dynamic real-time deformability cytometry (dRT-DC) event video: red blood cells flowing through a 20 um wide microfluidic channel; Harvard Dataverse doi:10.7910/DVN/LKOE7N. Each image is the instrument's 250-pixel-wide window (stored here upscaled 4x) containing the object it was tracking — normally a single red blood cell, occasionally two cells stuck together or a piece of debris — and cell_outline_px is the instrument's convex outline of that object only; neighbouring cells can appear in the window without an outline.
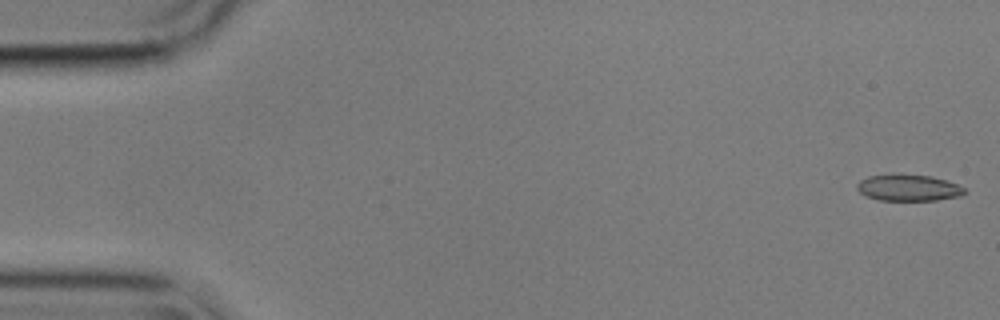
{"species": "common noctule bat (a hibernating species)", "species_latin": "Nyctalus noctula", "temperature_condition": "cold", "stored_images_in_passage": 56, "camera_frame_rate_fps": 3000, "um_per_image_px": 0.085, "animal": {"sex": "male", "body_mass_g": 17.9}, "frame": {"image": 1, "passage_image": 1, "time_ms": 0.0, "image_size_px": [1000, 320], "cell_outline_px": [[964, 192], [960, 196], [936, 200], [880, 200], [864, 196], [856, 188], [856, 184], [860, 180], [868, 176], [892, 172], [932, 176], [956, 184], [964, 188]], "centroid_in_image_um": [77.13, 15.93], "position_along_channel_um": 7.9, "area_um2": 16.88}}
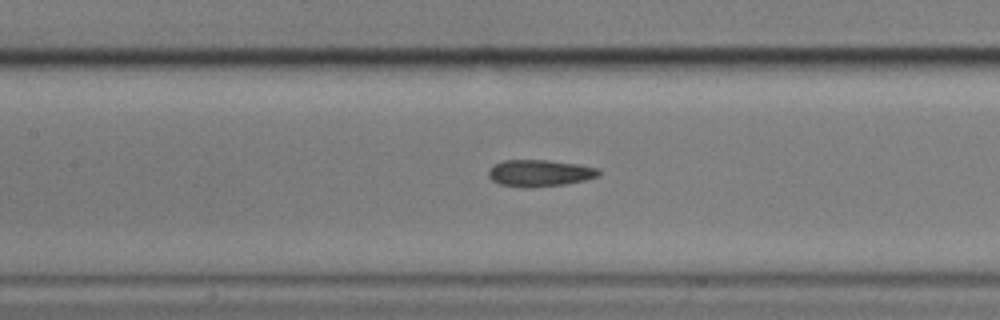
{"frame": {"image": 2, "passage_image": 25, "time_ms": 8.0, "image_size_px": [1000, 320], "cell_outline_px": [[600, 176], [584, 180], [564, 184], [532, 188], [528, 188], [500, 184], [492, 180], [488, 176], [488, 172], [492, 164], [504, 160], [548, 160], [576, 164], [596, 168], [600, 172]], "centroid_in_image_um": [45.83, 14.71], "position_along_channel_um": 161.6, "area_um2": 17.17}}
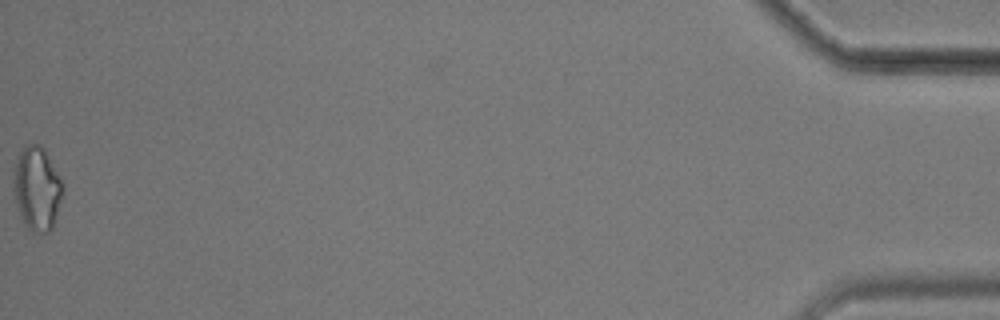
{"frame": {"image": 3, "passage_image": 56, "time_ms": 18.333, "image_size_px": [1000, 320], "cell_outline_px": [[64, 188], [52, 228], [48, 232], [44, 232], [28, 228], [20, 212], [12, 192], [16, 160], [20, 152], [28, 144], [36, 144], [44, 148], [60, 176], [64, 184]], "centroid_in_image_um": [3.15, 15.98], "position_along_channel_um": 432.0, "area_um2": 23.52}, "authors_computed_cell_mechanics": {"area_um2": 17.2244, "velocity_mm_per_s": 3.5676, "shape_relaxation_time_tau1_ms": 9.1226, "shape_relaxation_time_tau2_ms": 3.9168, "deformation_change_tau1": 0.1766, "deformation_change_tau2": 0.1202}}